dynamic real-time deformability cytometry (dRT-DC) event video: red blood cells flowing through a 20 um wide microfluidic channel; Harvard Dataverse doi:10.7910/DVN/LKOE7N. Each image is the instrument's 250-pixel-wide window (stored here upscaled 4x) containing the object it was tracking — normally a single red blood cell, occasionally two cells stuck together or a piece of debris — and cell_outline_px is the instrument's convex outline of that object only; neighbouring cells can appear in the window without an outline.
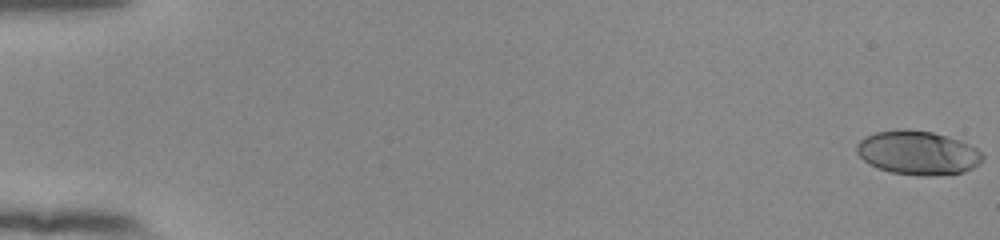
{"species": "human", "species_latin": "Homo sapiens", "temperature_condition": "room temperature", "stored_images_in_passage": 55, "camera_frame_rate_fps": 3000, "um_per_image_px": 0.085, "donor": {"sex": "female"}, "frame": {"image": 1, "passage_image": 1, "time_ms": 0.0, "image_size_px": [1000, 240], "cell_outline_px": [[984, 160], [980, 164], [964, 172], [936, 176], [924, 176], [892, 172], [876, 168], [868, 164], [856, 152], [856, 144], [864, 136], [876, 132], [904, 128], [932, 132], [948, 136], [960, 140], [984, 152]], "centroid_in_image_um": [78.03, 12.99], "position_along_channel_um": 7.0, "area_um2": 32.66}}
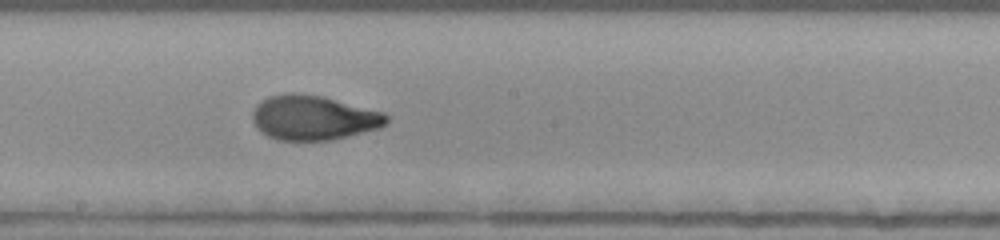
{"frame": {"image": 2, "passage_image": 32, "time_ms": 10.333, "image_size_px": [1000, 240], "cell_outline_px": [[388, 120], [380, 128], [332, 140], [276, 140], [260, 132], [256, 128], [252, 120], [252, 112], [256, 104], [260, 100], [268, 96], [292, 92], [296, 92], [320, 96], [384, 112], [388, 116]], "centroid_in_image_um": [26.59, 10.01], "position_along_channel_um": 221.6, "area_um2": 34.97}}
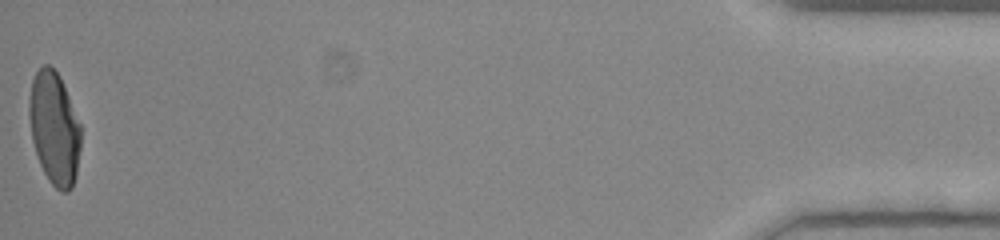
{"frame": {"image": 3, "passage_image": 55, "time_ms": 18.0, "image_size_px": [1000, 240], "cell_outline_px": [[80, 148], [76, 176], [72, 188], [68, 192], [60, 192], [48, 180], [40, 164], [32, 140], [28, 116], [28, 104], [32, 80], [36, 72], [44, 64], [48, 64], [60, 76], [80, 124]], "centroid_in_image_um": [4.61, 10.92], "position_along_channel_um": 430.6, "area_um2": 33.93}, "authors_computed_cell_mechanics": {"area_um2": 33.8708, "velocity_mm_per_s": 3.8926, "shape_relaxation_time_tau1_ms": 6.5132, "shape_relaxation_time_tau2_ms": 1.0151, "deformation_change_tau1": 0.2508, "deformation_change_tau2": 0.0593}}